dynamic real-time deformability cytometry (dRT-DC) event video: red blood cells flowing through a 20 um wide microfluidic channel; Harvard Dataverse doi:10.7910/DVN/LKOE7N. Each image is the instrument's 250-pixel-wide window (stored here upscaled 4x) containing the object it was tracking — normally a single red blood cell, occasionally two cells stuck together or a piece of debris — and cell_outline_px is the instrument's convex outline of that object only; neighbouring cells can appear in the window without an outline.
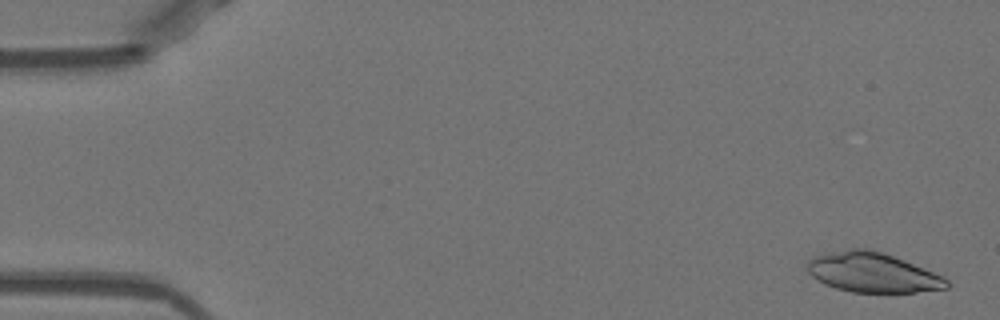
{"species": "Egyptian fruit bat (a non-hibernating species)", "species_latin": "Rousettus aegyptiacus", "temperature_condition": "warm", "stored_images_in_passage": 11, "camera_frame_rate_fps": 3000, "um_per_image_px": 0.085, "animal": {"sex": "female"}, "frame": {"image": 1, "passage_image": 1, "time_ms": 0.0, "image_size_px": [1000, 320], "cell_outline_px": [[948, 288], [916, 292], [852, 292], [836, 288], [824, 284], [812, 276], [808, 272], [808, 260], [812, 256], [848, 248], [868, 248], [904, 260], [944, 276], [948, 280]], "centroid_in_image_um": [74.15, 23.16], "position_along_channel_um": 10.8, "area_um2": 32.19}}